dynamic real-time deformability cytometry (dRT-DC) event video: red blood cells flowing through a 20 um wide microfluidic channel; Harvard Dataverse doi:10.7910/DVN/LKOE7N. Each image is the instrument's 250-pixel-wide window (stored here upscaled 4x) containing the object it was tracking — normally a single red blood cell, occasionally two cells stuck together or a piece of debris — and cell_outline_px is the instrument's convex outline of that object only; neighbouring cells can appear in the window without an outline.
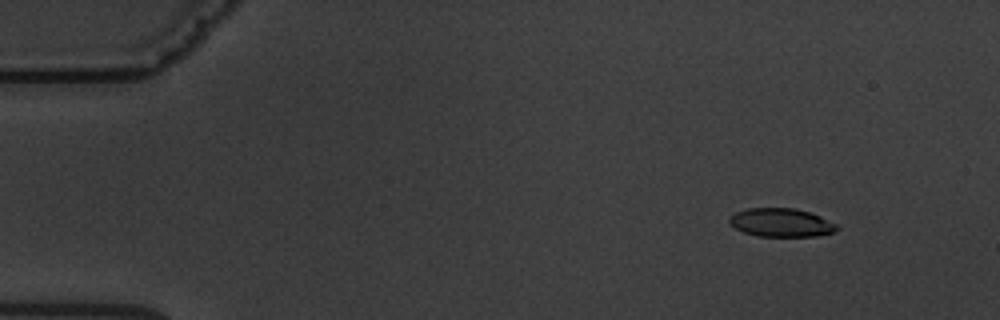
{"species": "common noctule bat (a hibernating species)", "species_latin": "Nyctalus noctula", "temperature_condition": "warm", "stored_images_in_passage": 5, "camera_frame_rate_fps": 3000, "um_per_image_px": 0.085, "animal": {"sex": "male", "body_mass_g": 19.5, "forearm_length_mm": 54.6}, "frame": {"image": 1, "passage_image": 1, "time_ms": 0.0, "image_size_px": [1000, 320], "cell_outline_px": [[840, 228], [836, 232], [816, 236], [756, 236], [744, 232], [736, 228], [728, 220], [736, 212], [748, 208], [792, 208], [808, 212], [820, 216], [836, 224]], "centroid_in_image_um": [66.43, 18.93], "position_along_channel_um": 18.6, "area_um2": 17.69}}
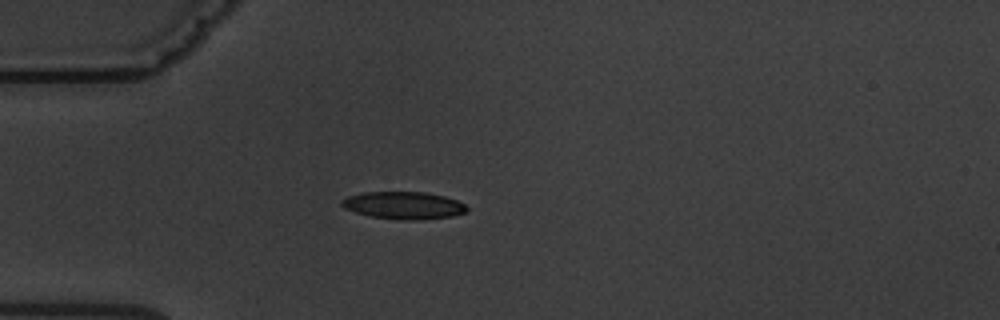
{"frame": {"image": 2, "passage_image": 4, "time_ms": 3.333, "image_size_px": [1000, 320], "cell_outline_px": [[468, 208], [464, 212], [452, 216], [416, 220], [400, 220], [372, 216], [356, 212], [344, 208], [340, 204], [340, 200], [348, 196], [364, 192], [424, 192], [444, 196], [456, 200], [464, 204]], "centroid_in_image_um": [34.28, 17.45], "position_along_channel_um": 50.7, "area_um2": 19.83}}